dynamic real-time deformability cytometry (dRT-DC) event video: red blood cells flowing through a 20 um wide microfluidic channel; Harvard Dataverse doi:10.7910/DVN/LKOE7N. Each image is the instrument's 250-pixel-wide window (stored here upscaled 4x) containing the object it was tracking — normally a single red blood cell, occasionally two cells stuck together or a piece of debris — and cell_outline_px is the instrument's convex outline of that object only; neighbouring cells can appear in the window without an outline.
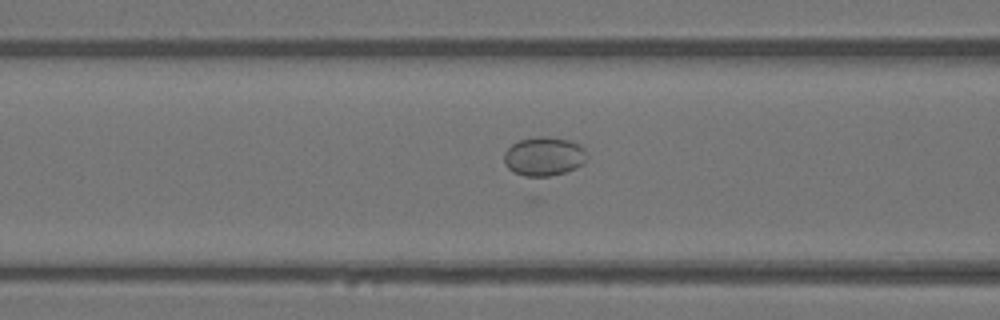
{"species": "Egyptian fruit bat (a non-hibernating species)", "species_latin": "Rousettus aegyptiacus", "temperature_condition": "warm", "stored_images_in_passage": 25, "camera_frame_rate_fps": 3000, "um_per_image_px": 0.085, "animal": {"sex": "female"}, "frame": {"image": 1, "passage_image": 6, "time_ms": 1.667, "image_size_px": [1000, 320], "cell_outline_px": [[584, 164], [576, 168], [564, 172], [532, 180], [512, 172], [504, 164], [504, 152], [512, 144], [520, 140], [536, 136], [548, 136], [568, 140], [580, 144], [584, 148]], "centroid_in_image_um": [46.18, 13.32], "position_along_channel_um": 120.4, "area_um2": 19.19}}
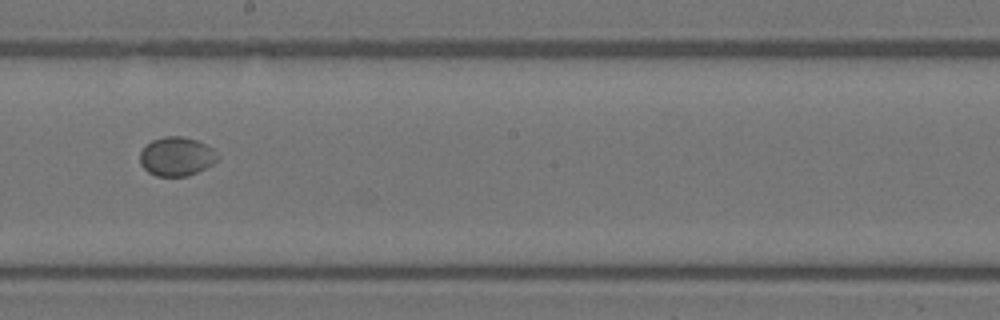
{"frame": {"image": 2, "passage_image": 14, "time_ms": 4.333, "image_size_px": [1000, 320], "cell_outline_px": [[220, 156], [212, 164], [188, 176], [156, 176], [148, 172], [140, 164], [140, 152], [152, 140], [164, 136], [184, 136], [196, 140], [212, 148]], "centroid_in_image_um": [15.0, 13.3], "position_along_channel_um": 233.2, "area_um2": 17.51}}
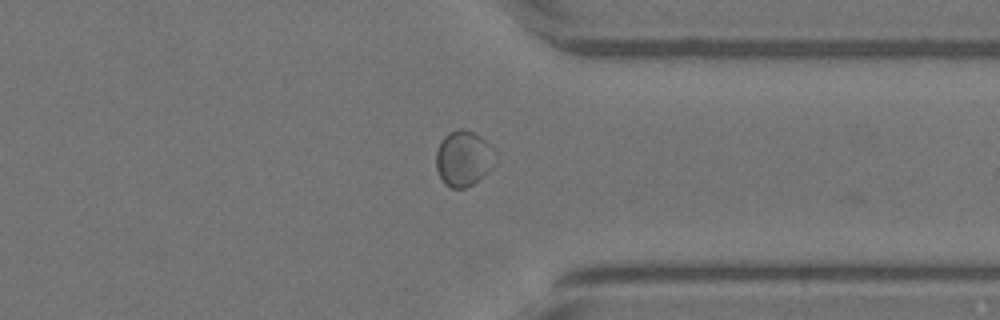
{"frame": {"image": 3, "passage_image": 24, "time_ms": 7.667, "image_size_px": [1000, 320], "cell_outline_px": [[492, 148], [488, 172], [472, 184], [464, 188], [452, 188], [444, 184], [436, 168], [436, 152], [440, 140], [448, 132], [460, 128], [464, 128], [480, 136]], "centroid_in_image_um": [39.3, 13.45], "position_along_channel_um": 372.1, "area_um2": 18.55}}